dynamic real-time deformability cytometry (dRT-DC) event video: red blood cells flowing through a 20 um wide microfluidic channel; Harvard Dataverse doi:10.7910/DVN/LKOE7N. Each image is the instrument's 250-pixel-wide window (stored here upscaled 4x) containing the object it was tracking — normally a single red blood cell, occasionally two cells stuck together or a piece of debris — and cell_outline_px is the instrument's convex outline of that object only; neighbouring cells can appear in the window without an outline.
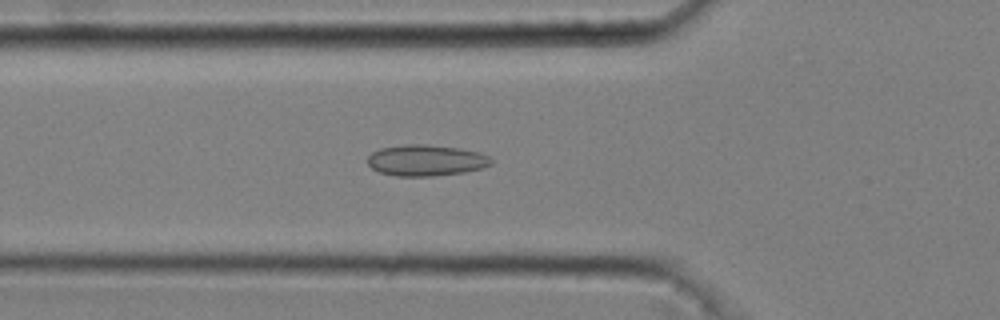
{"species": "common noctule bat (a hibernating species)", "species_latin": "Nyctalus noctula", "temperature_condition": "cold", "stored_images_in_passage": 40, "camera_frame_rate_fps": 3000, "um_per_image_px": 0.085, "animal": {"sex": "male", "body_mass_g": 20.4}, "frame": {"image": 1, "passage_image": 7, "time_ms": 2.0, "image_size_px": [1000, 320], "cell_outline_px": [[492, 164], [484, 168], [464, 172], [432, 176], [396, 176], [380, 172], [372, 168], [368, 164], [368, 156], [372, 152], [380, 148], [404, 144], [424, 144], [460, 148], [480, 152], [488, 156], [492, 160]], "centroid_in_image_um": [36.22, 13.62], "position_along_channel_um": 89.6, "area_um2": 22.54}}
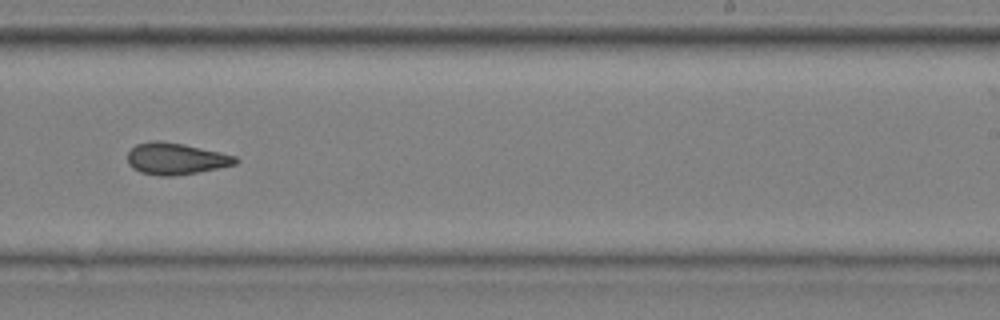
{"frame": {"image": 2, "passage_image": 22, "time_ms": 7.0, "image_size_px": [1000, 320], "cell_outline_px": [[240, 160], [236, 164], [196, 172], [172, 176], [160, 176], [140, 172], [132, 168], [128, 164], [128, 152], [136, 144], [152, 140], [160, 140], [184, 144], [220, 152], [236, 156]], "centroid_in_image_um": [14.92, 13.48], "position_along_channel_um": 274.1, "area_um2": 19.88}}
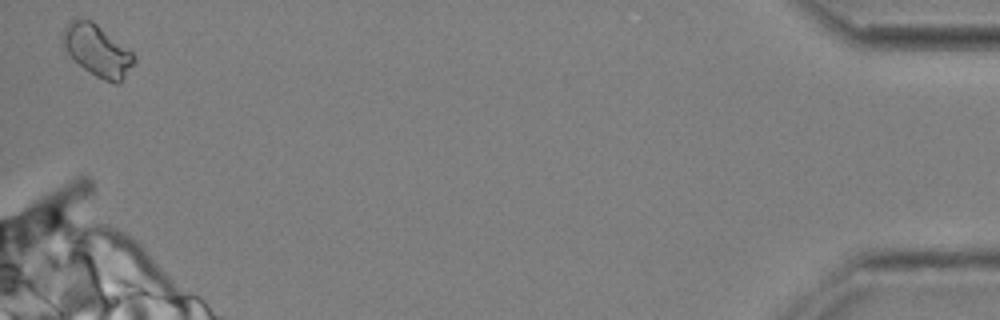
{"frame": {"image": 3, "passage_image": 40, "time_ms": 13.0, "image_size_px": [1000, 320], "cell_outline_px": [[136, 60], [120, 84], [116, 84], [104, 80], [96, 76], [84, 68], [60, 44], [60, 36], [64, 28], [68, 24], [76, 20], [92, 20], [132, 52], [136, 56]], "centroid_in_image_um": [8.27, 4.31], "position_along_channel_um": 426.9, "area_um2": 21.1}, "authors_computed_cell_mechanics": {"area_um2": 19.8254, "velocity_mm_per_s": 3.6906, "shape_relaxation_time_tau1_ms": null, "shape_relaxation_time_tau2_ms": 4.3279, "deformation_change_tau1": null, "deformation_change_tau2": 0.1035}}